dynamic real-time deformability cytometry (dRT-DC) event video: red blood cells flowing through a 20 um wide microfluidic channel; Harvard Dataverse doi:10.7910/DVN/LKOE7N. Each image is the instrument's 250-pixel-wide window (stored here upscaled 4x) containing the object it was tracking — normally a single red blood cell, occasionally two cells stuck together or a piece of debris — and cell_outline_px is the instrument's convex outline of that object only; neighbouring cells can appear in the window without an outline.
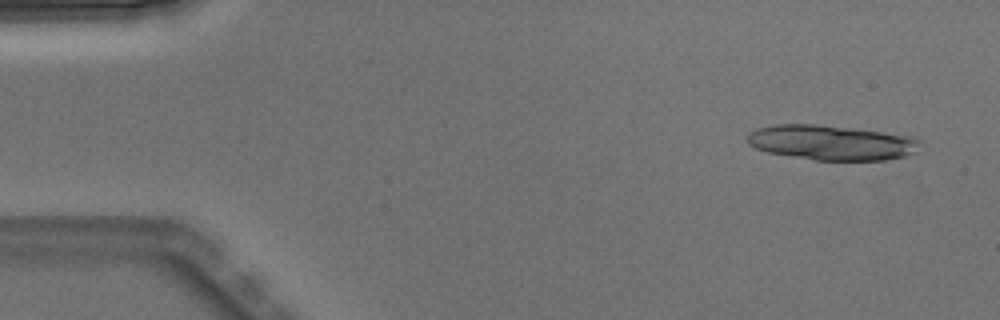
{"species": "Egyptian fruit bat (a non-hibernating species)", "species_latin": "Rousettus aegyptiacus", "temperature_condition": "warm", "stored_images_in_passage": 3, "camera_frame_rate_fps": 3000, "um_per_image_px": 0.085, "animal": {"sex": "male"}, "frame": {"image": 1, "passage_image": 1, "time_ms": 0.0, "image_size_px": [1000, 320], "cell_outline_px": [[920, 140], [916, 152], [904, 156], [884, 160], [816, 160], [768, 152], [756, 148], [748, 144], [744, 140], [748, 132], [756, 128], [776, 124], [816, 124], [880, 132], [904, 136]], "centroid_in_image_um": [70.56, 12.12], "position_along_channel_um": 14.4, "area_um2": 34.8}}